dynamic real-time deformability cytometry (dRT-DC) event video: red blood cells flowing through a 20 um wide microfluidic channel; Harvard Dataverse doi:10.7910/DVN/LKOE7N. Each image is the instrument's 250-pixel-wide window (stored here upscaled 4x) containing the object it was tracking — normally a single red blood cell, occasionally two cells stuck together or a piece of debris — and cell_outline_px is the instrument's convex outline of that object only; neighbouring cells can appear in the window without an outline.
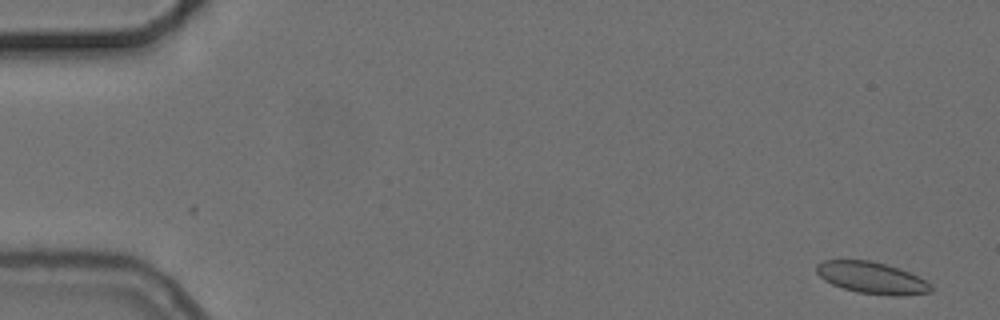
{"species": "common noctule bat (a hibernating species)", "species_latin": "Nyctalus noctula", "temperature_condition": "cold", "stored_images_in_passage": 4, "camera_frame_rate_fps": 3000, "um_per_image_px": 0.085, "animal": {"sex": "female", "body_mass_g": 24.6, "forearm_length_mm": 56.2}, "frame": {"image": 1, "passage_image": 1, "time_ms": 0.0, "image_size_px": [1000, 320], "cell_outline_px": [[932, 292], [904, 296], [892, 296], [856, 292], [832, 284], [824, 280], [816, 272], [816, 264], [824, 260], [872, 260], [908, 272], [932, 284]], "centroid_in_image_um": [74.1, 23.62], "position_along_channel_um": 10.9, "area_um2": 21.1}}